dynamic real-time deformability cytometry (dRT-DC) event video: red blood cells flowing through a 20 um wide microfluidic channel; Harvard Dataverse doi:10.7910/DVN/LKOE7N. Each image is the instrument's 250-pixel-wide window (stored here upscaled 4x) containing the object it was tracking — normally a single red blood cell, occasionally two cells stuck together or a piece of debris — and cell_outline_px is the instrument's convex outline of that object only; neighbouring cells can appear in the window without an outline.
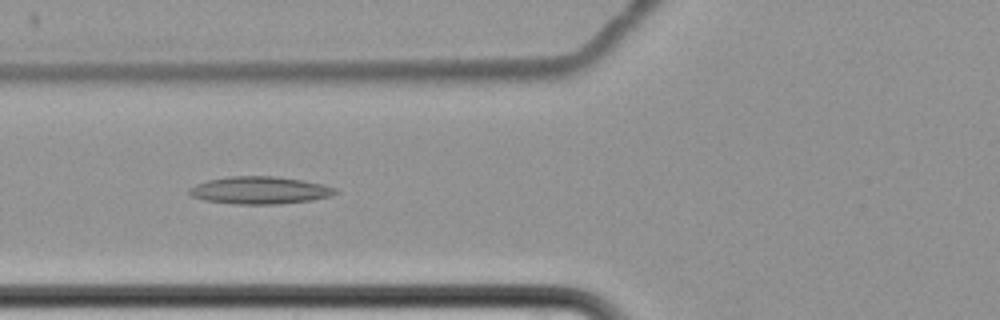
{"species": "common noctule bat (a hibernating species)", "species_latin": "Nyctalus noctula", "temperature_condition": "cold", "stored_images_in_passage": 9, "camera_frame_rate_fps": 3000, "um_per_image_px": 0.085, "animal": {"sex": "female", "body_mass_g": 22.7, "forearm_length_mm": 54.2}, "frame": {"image": 1, "passage_image": 8, "time_ms": 8.667, "image_size_px": [1000, 320], "cell_outline_px": [[340, 192], [328, 196], [312, 200], [276, 204], [236, 204], [204, 200], [192, 196], [188, 192], [188, 188], [196, 184], [208, 180], [228, 176], [276, 176], [304, 180], [324, 184], [336, 188]], "centroid_in_image_um": [22.09, 16.16], "position_along_channel_um": 103.7, "area_um2": 23.47}}
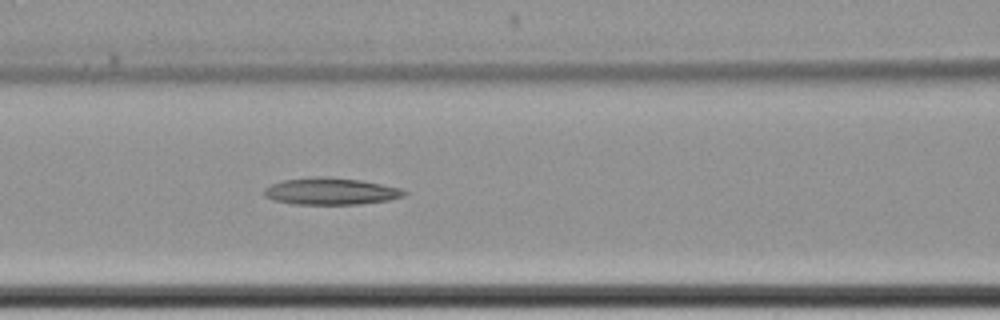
{"frame": {"image": 2, "passage_image": 9, "time_ms": 9.667, "image_size_px": [1000, 320], "cell_outline_px": [[408, 192], [404, 196], [388, 200], [360, 204], [292, 204], [272, 200], [264, 196], [264, 188], [272, 184], [284, 180], [316, 176], [328, 176], [360, 180], [400, 188]], "centroid_in_image_um": [28.09, 16.26], "position_along_channel_um": 138.5, "area_um2": 21.96}}